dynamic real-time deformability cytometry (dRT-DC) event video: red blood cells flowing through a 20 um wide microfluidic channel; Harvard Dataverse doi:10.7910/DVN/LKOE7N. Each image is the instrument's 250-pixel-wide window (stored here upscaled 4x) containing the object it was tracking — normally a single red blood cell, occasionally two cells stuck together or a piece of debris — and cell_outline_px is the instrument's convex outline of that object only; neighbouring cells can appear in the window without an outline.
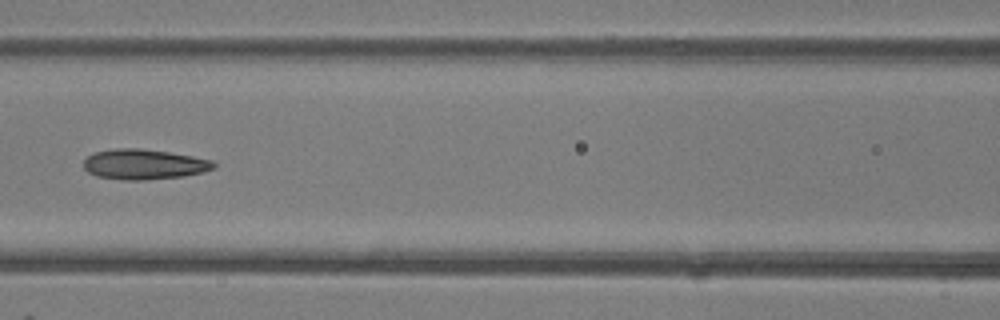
{"species": "common noctule bat (a hibernating species)", "species_latin": "Nyctalus noctula", "temperature_condition": "room temperature", "stored_images_in_passage": 46, "camera_frame_rate_fps": 3000, "um_per_image_px": 0.085, "animal": {"sex": "female"}, "frame": {"image": 1, "passage_image": 20, "time_ms": 6.333, "image_size_px": [1000, 320], "cell_outline_px": [[216, 168], [204, 172], [184, 176], [144, 180], [120, 180], [96, 176], [88, 172], [84, 168], [84, 160], [88, 156], [96, 152], [116, 148], [140, 148], [168, 152], [192, 156], [212, 160], [216, 164]], "centroid_in_image_um": [12.25, 13.97], "position_along_channel_um": 154.3, "area_um2": 23.0}, "authors_computed_cell_mechanics": {"area_um2": 23.1489, "velocity_mm_per_s": 4.3147, "shape_relaxation_time_tau1_ms": 6.932, "shape_relaxation_time_tau2_ms": 2.9317, "deformation_change_tau1": 0.1658, "deformation_change_tau2": 0.112}}